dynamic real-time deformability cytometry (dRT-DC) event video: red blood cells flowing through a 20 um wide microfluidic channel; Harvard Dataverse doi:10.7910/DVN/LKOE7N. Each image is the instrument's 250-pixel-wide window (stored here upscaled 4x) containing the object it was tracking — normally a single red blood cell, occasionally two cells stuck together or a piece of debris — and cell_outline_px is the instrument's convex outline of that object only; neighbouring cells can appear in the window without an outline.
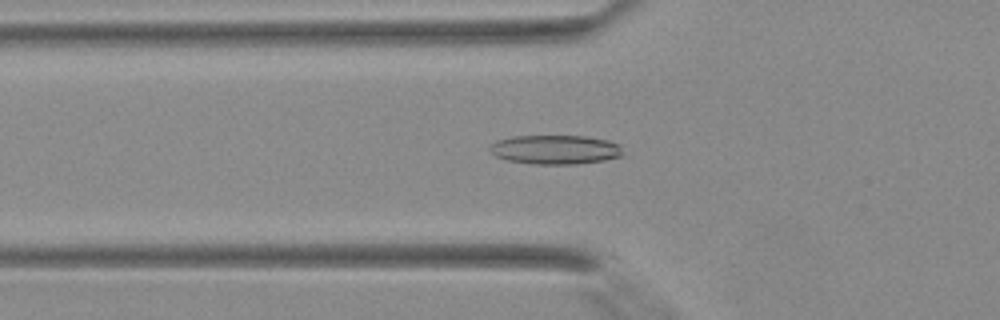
{"species": "Egyptian fruit bat (a non-hibernating species)", "species_latin": "Rousettus aegyptiacus", "temperature_condition": "warm", "stored_images_in_passage": 29, "camera_frame_rate_fps": 3000, "um_per_image_px": 0.085, "animal": {"sex": "female"}, "frame": {"image": 1, "passage_image": 5, "time_ms": 1.333, "image_size_px": [1000, 320], "cell_outline_px": [[620, 156], [604, 160], [576, 164], [532, 164], [508, 160], [496, 156], [488, 148], [496, 140], [512, 136], [584, 136], [608, 140], [620, 144]], "centroid_in_image_um": [47.17, 12.71], "position_along_channel_um": 78.6, "area_um2": 22.48}}
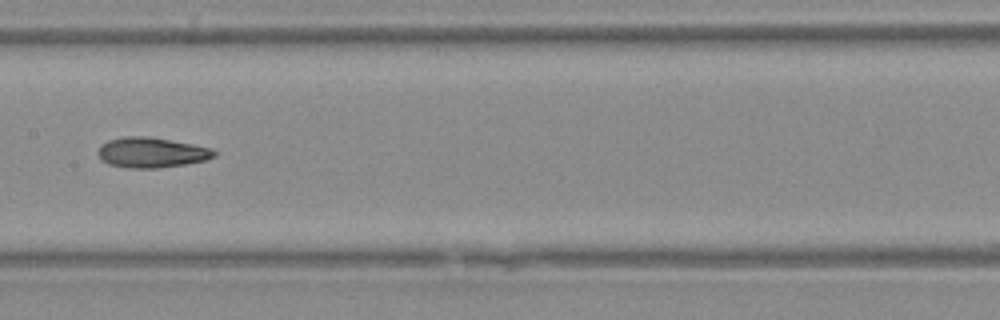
{"frame": {"image": 2, "passage_image": 12, "time_ms": 3.667, "image_size_px": [1000, 320], "cell_outline_px": [[220, 152], [216, 156], [204, 160], [184, 164], [156, 168], [128, 168], [108, 164], [100, 156], [100, 148], [108, 140], [124, 136], [148, 136], [192, 144], [212, 148]], "centroid_in_image_um": [12.94, 12.96], "position_along_channel_um": 194.5, "area_um2": 20.23}}
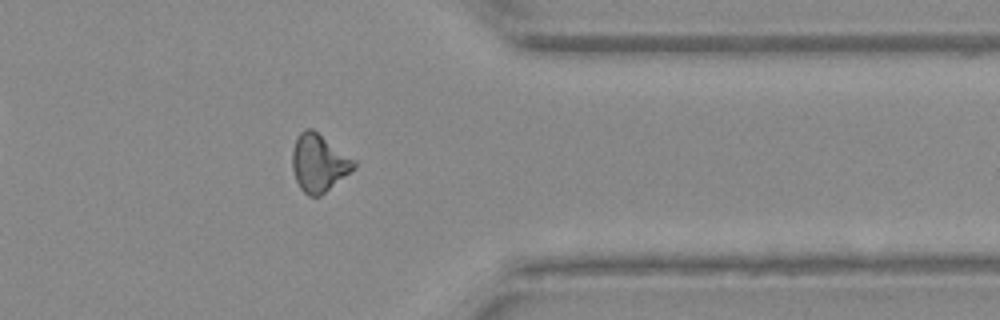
{"frame": {"image": 3, "passage_image": 24, "time_ms": 7.667, "image_size_px": [1000, 320], "cell_outline_px": [[356, 168], [320, 196], [308, 196], [300, 188], [296, 180], [292, 168], [292, 152], [296, 140], [300, 132], [308, 128], [312, 128], [356, 160]], "centroid_in_image_um": [27.11, 13.86], "position_along_channel_um": 384.3, "area_um2": 20.63}}